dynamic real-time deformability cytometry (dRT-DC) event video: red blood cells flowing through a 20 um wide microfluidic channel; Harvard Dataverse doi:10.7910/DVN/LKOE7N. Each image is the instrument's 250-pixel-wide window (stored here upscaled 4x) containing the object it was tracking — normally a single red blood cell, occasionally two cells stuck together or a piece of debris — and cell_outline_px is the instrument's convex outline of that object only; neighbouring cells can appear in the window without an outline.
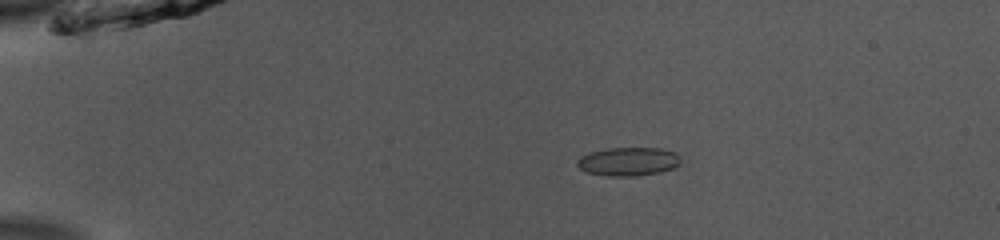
{"species": "common noctule bat (a hibernating species)", "species_latin": "Nyctalus noctula", "temperature_condition": "room temperature", "stored_images_in_passage": 46, "camera_frame_rate_fps": 3000, "um_per_image_px": 0.085, "animal": {"sex": "male", "body_mass_g": 13.0, "forearm_length_mm": 53.1}, "frame": {"image": 1, "passage_image": 5, "time_ms": 1.333, "image_size_px": [1000, 240], "cell_outline_px": [[680, 164], [672, 168], [660, 172], [636, 176], [608, 176], [588, 172], [580, 168], [576, 164], [576, 160], [580, 156], [588, 152], [604, 148], [660, 148], [676, 152], [680, 156]], "centroid_in_image_um": [53.39, 13.72], "position_along_channel_um": 31.6, "area_um2": 17.4}}
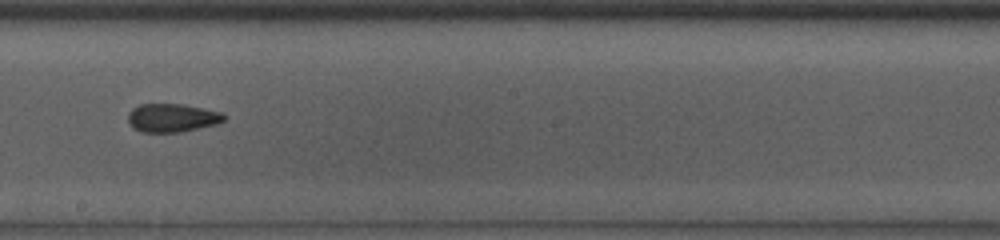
{"frame": {"image": 2, "passage_image": 25, "time_ms": 8.0, "image_size_px": [1000, 240], "cell_outline_px": [[228, 116], [224, 120], [216, 124], [180, 132], [140, 132], [128, 120], [128, 112], [132, 108], [140, 104], [180, 104], [224, 112]], "centroid_in_image_um": [14.66, 10.01], "position_along_channel_um": 233.5, "area_um2": 15.84}}
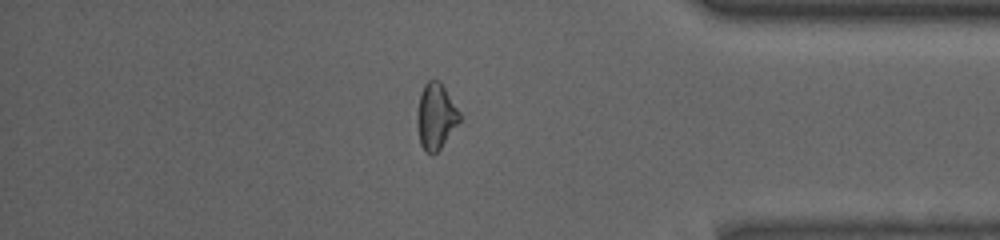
{"frame": {"image": 3, "passage_image": 39, "time_ms": 12.667, "image_size_px": [1000, 240], "cell_outline_px": [[460, 120], [440, 148], [432, 156], [420, 144], [416, 120], [416, 112], [420, 92], [424, 84], [428, 80], [440, 80], [460, 112]], "centroid_in_image_um": [37.01, 9.85], "position_along_channel_um": 398.2, "area_um2": 16.3}, "authors_computed_cell_mechanics": {"area_um2": 16.5019, "velocity_mm_per_s": 3.9189, "shape_relaxation_time_tau1_ms": null, "shape_relaxation_time_tau2_ms": 1.783, "deformation_change_tau1": null, "deformation_change_tau2": 0.0976}}